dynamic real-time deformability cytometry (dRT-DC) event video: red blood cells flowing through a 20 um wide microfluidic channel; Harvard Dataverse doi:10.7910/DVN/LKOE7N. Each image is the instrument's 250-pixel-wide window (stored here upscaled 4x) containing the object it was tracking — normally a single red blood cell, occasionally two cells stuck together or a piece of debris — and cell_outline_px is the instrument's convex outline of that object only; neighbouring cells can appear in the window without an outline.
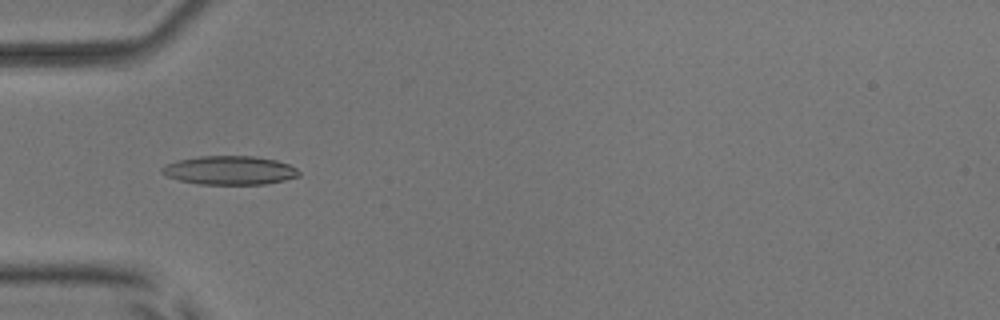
{"species": "common noctule bat (a hibernating species)", "species_latin": "Nyctalus noctula", "temperature_condition": "room temperature", "stored_images_in_passage": 46, "camera_frame_rate_fps": 3000, "um_per_image_px": 0.085, "animal": {"sex": "male", "body_mass_g": 17.9, "forearm_length_mm": 54.2}, "frame": {"image": 1, "passage_image": 10, "time_ms": 3.0, "image_size_px": [1000, 320], "cell_outline_px": [[300, 176], [284, 180], [264, 184], [200, 184], [180, 180], [168, 176], [160, 172], [160, 168], [176, 160], [200, 156], [256, 156], [276, 160], [288, 164], [296, 168], [300, 172]], "centroid_in_image_um": [19.53, 14.47], "position_along_channel_um": 65.5, "area_um2": 22.89}}
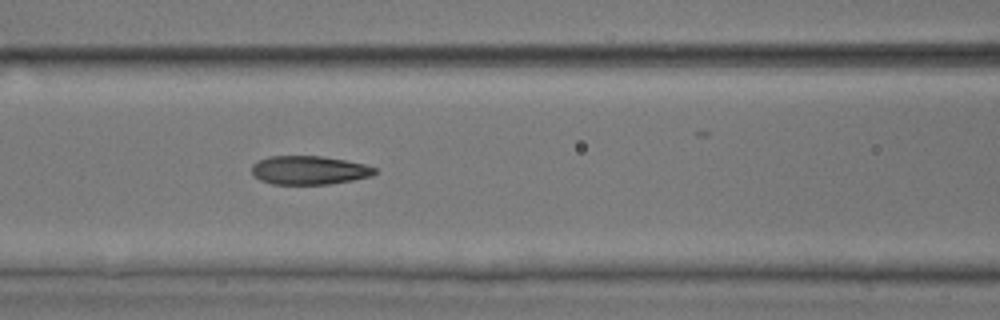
{"frame": {"image": 2, "passage_image": 16, "time_ms": 5.0, "image_size_px": [1000, 320], "cell_outline_px": [[376, 172], [372, 176], [352, 180], [328, 184], [272, 184], [260, 180], [252, 172], [252, 164], [256, 160], [268, 156], [320, 156], [344, 160], [364, 164], [376, 168]], "centroid_in_image_um": [26.25, 14.46], "position_along_channel_um": 140.4, "area_um2": 20.52}}
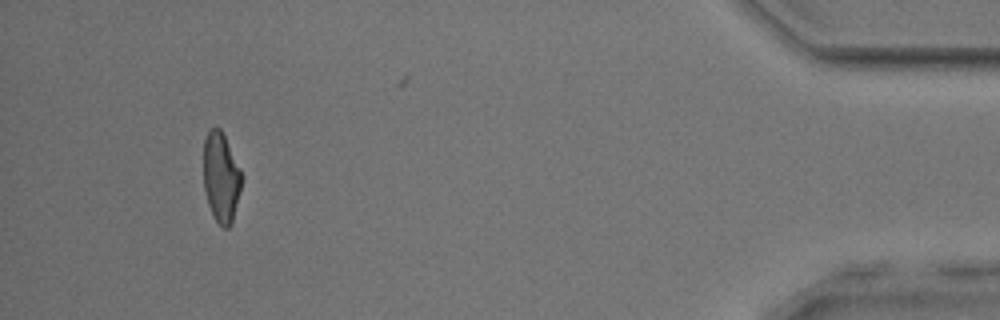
{"frame": {"image": 3, "passage_image": 43, "time_ms": 14.0, "image_size_px": [1000, 320], "cell_outline_px": [[244, 176], [232, 220], [228, 228], [224, 228], [216, 220], [208, 204], [204, 188], [204, 140], [208, 132], [212, 128], [220, 128]], "centroid_in_image_um": [18.8, 15.07], "position_along_channel_um": 416.4, "area_um2": 19.65}, "authors_computed_cell_mechanics": {"area_um2": 20.808, "velocity_mm_per_s": 3.8103, "shape_relaxation_time_tau1_ms": 7.7688, "shape_relaxation_time_tau2_ms": 1.5182, "deformation_change_tau1": 0.223, "deformation_change_tau2": 0.0924}}